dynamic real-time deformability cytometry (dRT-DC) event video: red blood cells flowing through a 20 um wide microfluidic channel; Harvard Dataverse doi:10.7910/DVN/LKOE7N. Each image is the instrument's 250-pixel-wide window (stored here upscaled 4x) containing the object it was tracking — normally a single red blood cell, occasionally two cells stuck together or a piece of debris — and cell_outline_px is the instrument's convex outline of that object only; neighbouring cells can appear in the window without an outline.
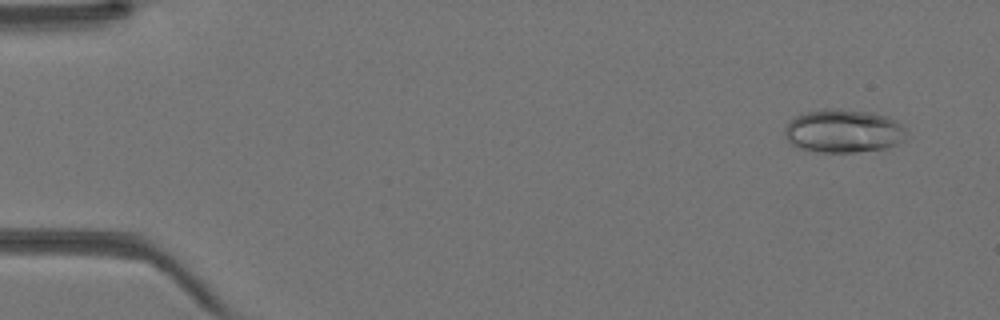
{"species": "Egyptian fruit bat (a non-hibernating species)", "species_latin": "Rousettus aegyptiacus", "temperature_condition": "warm", "stored_images_in_passage": 43, "camera_frame_rate_fps": 3000, "um_per_image_px": 0.085, "animal": {"sex": "female"}, "frame": {"image": 1, "passage_image": 3, "time_ms": 0.667, "image_size_px": [1000, 320], "cell_outline_px": [[904, 140], [896, 144], [884, 148], [856, 152], [820, 152], [800, 148], [792, 144], [784, 136], [784, 128], [788, 120], [804, 112], [824, 108], [840, 108], [872, 112], [888, 116], [896, 120], [904, 128]], "centroid_in_image_um": [71.65, 11.11], "position_along_channel_um": 13.4, "area_um2": 30.98}}
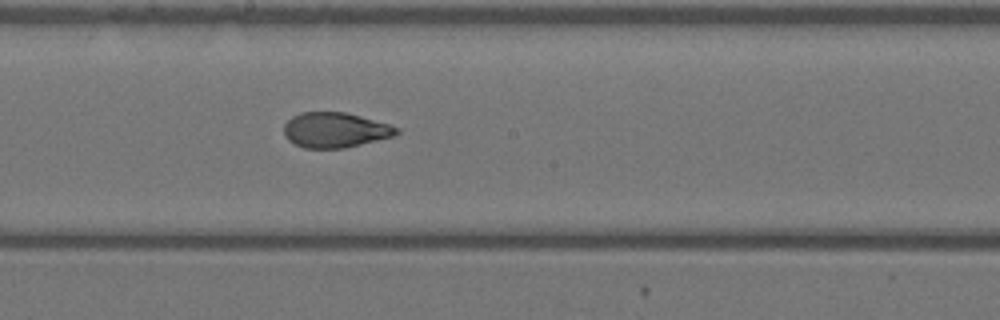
{"frame": {"image": 2, "passage_image": 24, "time_ms": 7.667, "image_size_px": [1000, 320], "cell_outline_px": [[400, 132], [396, 136], [344, 148], [304, 148], [288, 140], [284, 136], [284, 124], [292, 116], [300, 112], [344, 112], [360, 116], [388, 124], [400, 128]], "centroid_in_image_um": [28.49, 11.05], "position_along_channel_um": 219.7, "area_um2": 23.12}}
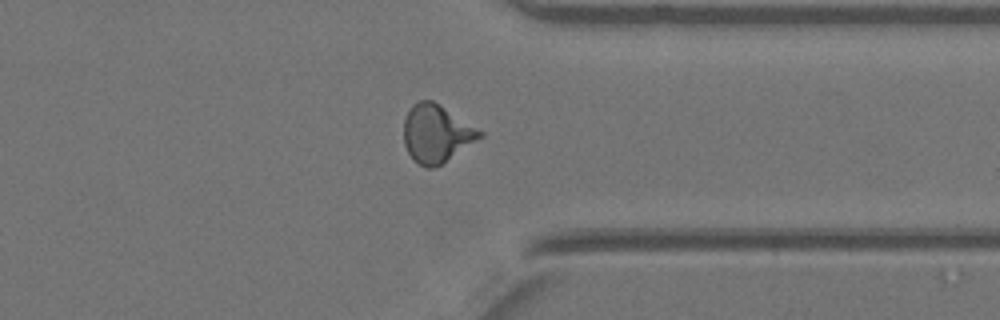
{"frame": {"image": 3, "passage_image": 34, "time_ms": 11.0, "image_size_px": [1000, 320], "cell_outline_px": [[484, 136], [440, 164], [432, 168], [428, 168], [420, 164], [408, 152], [404, 144], [404, 120], [412, 104], [420, 100], [432, 100], [440, 104], [484, 132]], "centroid_in_image_um": [37.1, 11.32], "position_along_channel_um": 374.3, "area_um2": 25.26}}